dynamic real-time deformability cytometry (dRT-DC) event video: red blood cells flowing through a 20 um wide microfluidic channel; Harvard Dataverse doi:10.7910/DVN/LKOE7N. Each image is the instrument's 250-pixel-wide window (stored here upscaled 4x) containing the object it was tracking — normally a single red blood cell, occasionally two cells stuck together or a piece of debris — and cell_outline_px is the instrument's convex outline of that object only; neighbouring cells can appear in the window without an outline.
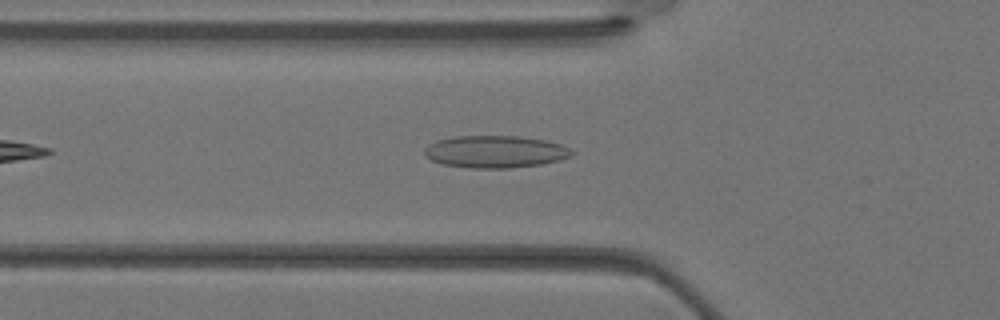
{"species": "Egyptian fruit bat (a non-hibernating species)", "species_latin": "Rousettus aegyptiacus", "temperature_condition": "warm", "stored_images_in_passage": 26, "camera_frame_rate_fps": 3000, "um_per_image_px": 0.085, "animal": {"sex": "female"}, "frame": {"image": 1, "passage_image": 4, "time_ms": 1.0, "image_size_px": [1000, 320], "cell_outline_px": [[576, 152], [572, 156], [560, 160], [540, 164], [508, 168], [472, 168], [444, 164], [432, 160], [424, 152], [424, 148], [428, 144], [436, 140], [456, 136], [520, 136], [544, 140], [560, 144]], "centroid_in_image_um": [42.11, 12.89], "position_along_channel_um": 83.7, "area_um2": 27.57}}
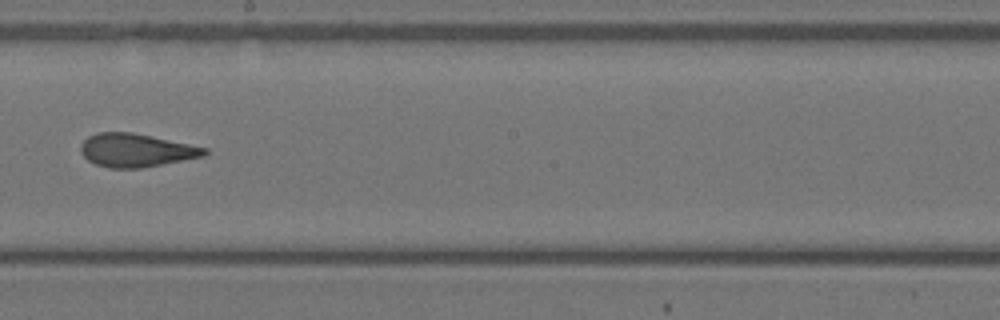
{"frame": {"image": 2, "passage_image": 12, "time_ms": 3.667, "image_size_px": [1000, 320], "cell_outline_px": [[208, 152], [204, 156], [140, 168], [108, 168], [96, 164], [88, 160], [80, 152], [80, 144], [88, 136], [96, 132], [132, 132], [152, 136], [208, 148]], "centroid_in_image_um": [11.53, 12.76], "position_along_channel_um": 236.7, "area_um2": 23.99}}
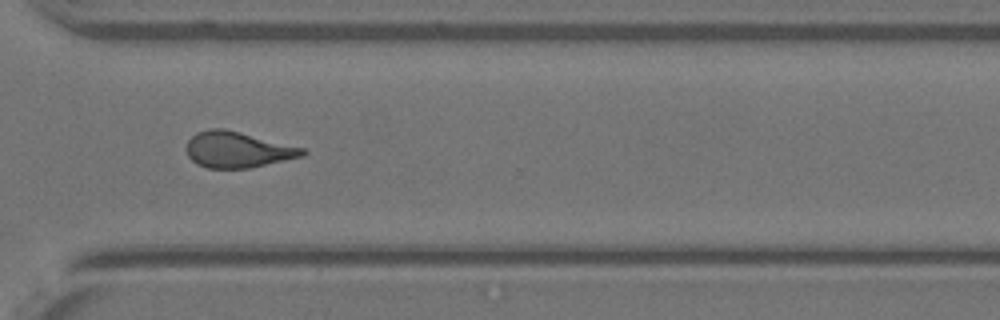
{"frame": {"image": 3, "passage_image": 18, "time_ms": 5.667, "image_size_px": [1000, 320], "cell_outline_px": [[308, 152], [304, 156], [248, 168], [208, 168], [196, 164], [188, 156], [184, 148], [188, 140], [196, 132], [208, 128], [224, 128], [304, 148]], "centroid_in_image_um": [20.15, 12.71], "position_along_channel_um": 350.4, "area_um2": 24.39}}